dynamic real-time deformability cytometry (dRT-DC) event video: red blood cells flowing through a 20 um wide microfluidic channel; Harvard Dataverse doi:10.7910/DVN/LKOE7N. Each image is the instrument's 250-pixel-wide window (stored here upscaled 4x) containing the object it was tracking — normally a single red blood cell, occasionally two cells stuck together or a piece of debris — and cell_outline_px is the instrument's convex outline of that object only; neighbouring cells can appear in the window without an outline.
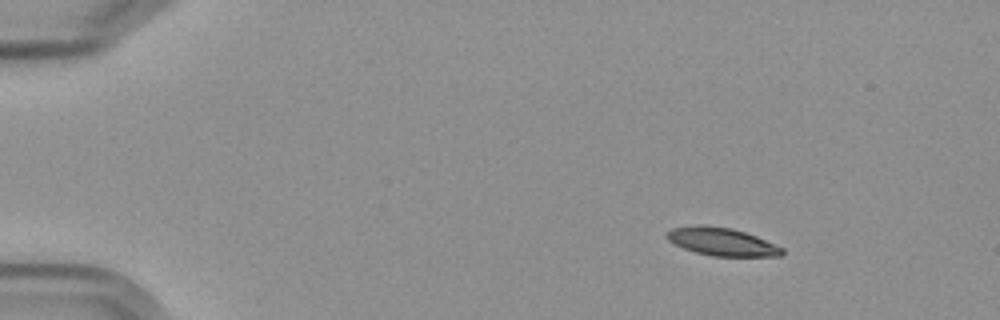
{"species": "Egyptian fruit bat (a non-hibernating species)", "species_latin": "Rousettus aegyptiacus", "temperature_condition": "cold", "stored_images_in_passage": 5, "camera_frame_rate_fps": 3000, "um_per_image_px": 0.085, "frame": {"image": 1, "passage_image": 3, "time_ms": 2.333, "image_size_px": [1000, 320], "cell_outline_px": [[784, 252], [780, 256], [712, 256], [696, 252], [684, 248], [668, 240], [664, 236], [672, 228], [732, 228], [756, 236], [784, 248]], "centroid_in_image_um": [61.44, 20.6], "position_along_channel_um": 23.6, "area_um2": 17.8}}
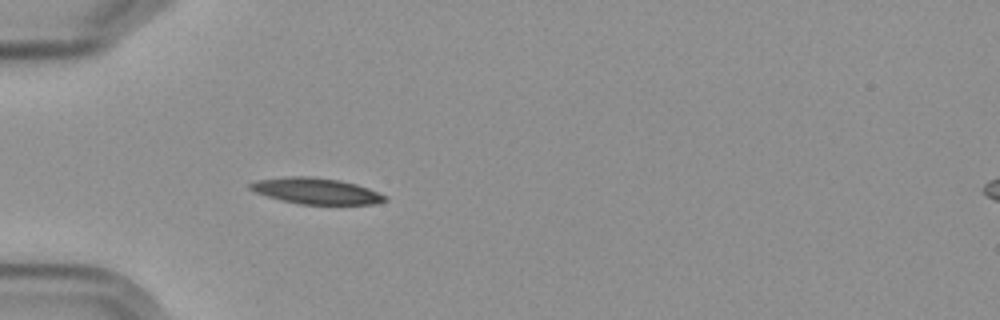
{"frame": {"image": 2, "passage_image": 5, "time_ms": 5.667, "image_size_px": [1000, 320], "cell_outline_px": [[388, 200], [372, 204], [300, 204], [280, 200], [256, 192], [248, 188], [248, 184], [256, 180], [288, 176], [312, 176], [340, 180], [356, 184], [368, 188], [388, 196]], "centroid_in_image_um": [26.87, 16.22], "position_along_channel_um": 58.1, "area_um2": 20.52}}